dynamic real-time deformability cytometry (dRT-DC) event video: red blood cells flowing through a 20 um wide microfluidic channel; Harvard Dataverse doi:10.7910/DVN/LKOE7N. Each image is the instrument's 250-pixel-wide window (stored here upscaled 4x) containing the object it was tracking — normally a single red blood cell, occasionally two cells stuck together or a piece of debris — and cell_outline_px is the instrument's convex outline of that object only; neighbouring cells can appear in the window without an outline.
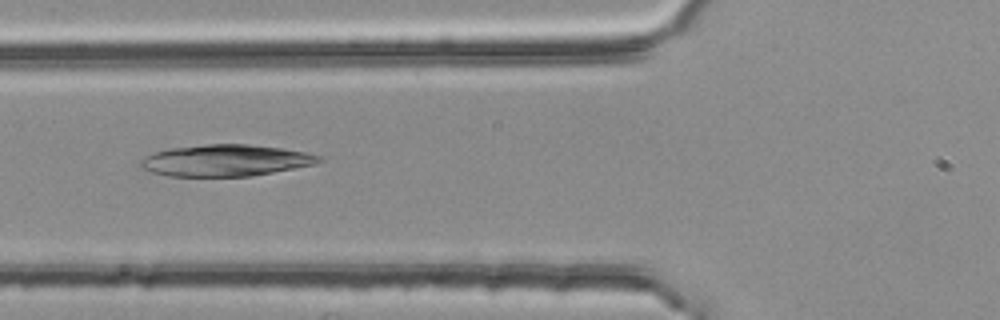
{"species": "common noctule bat (a hibernating species)", "species_latin": "Nyctalus noctula", "temperature_condition": "room temperature", "stored_images_in_passage": 47, "camera_frame_rate_fps": 3000, "um_per_image_px": 0.085, "animal": {"sex": "female", "body_mass_g": 25.1}, "frame": {"image": 1, "passage_image": 14, "time_ms": 4.333, "image_size_px": [1000, 320], "cell_outline_px": [[324, 160], [316, 164], [252, 176], [168, 176], [152, 172], [140, 168], [140, 160], [144, 156], [168, 148], [204, 144], [248, 144], [280, 148], [304, 152], [320, 156]], "centroid_in_image_um": [19.15, 13.63], "position_along_channel_um": 106.7, "area_um2": 32.83}}
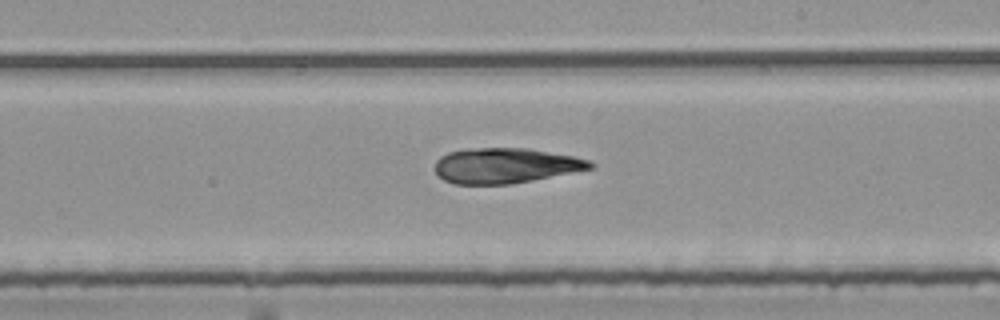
{"frame": {"image": 2, "passage_image": 25, "time_ms": 8.0, "image_size_px": [1000, 320], "cell_outline_px": [[596, 164], [592, 168], [512, 184], [452, 184], [444, 180], [436, 172], [436, 160], [440, 156], [448, 152], [476, 148], [528, 148], [572, 156], [588, 160]], "centroid_in_image_um": [42.94, 14.08], "position_along_channel_um": 246.1, "area_um2": 31.62}}
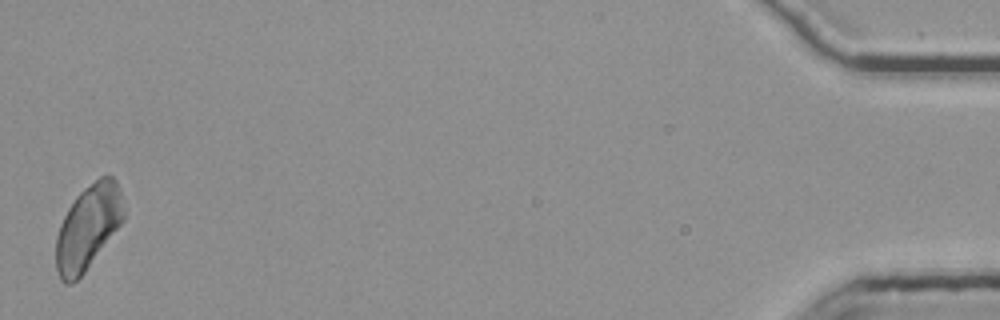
{"frame": {"image": 3, "passage_image": 47, "time_ms": 15.333, "image_size_px": [1000, 320], "cell_outline_px": [[124, 220], [84, 272], [72, 284], [64, 284], [60, 280], [56, 268], [56, 236], [60, 224], [68, 208], [76, 196], [84, 188], [100, 176], [112, 176], [116, 180], [120, 188], [124, 212]], "centroid_in_image_um": [7.47, 19.31], "position_along_channel_um": 427.7, "area_um2": 33.23}}